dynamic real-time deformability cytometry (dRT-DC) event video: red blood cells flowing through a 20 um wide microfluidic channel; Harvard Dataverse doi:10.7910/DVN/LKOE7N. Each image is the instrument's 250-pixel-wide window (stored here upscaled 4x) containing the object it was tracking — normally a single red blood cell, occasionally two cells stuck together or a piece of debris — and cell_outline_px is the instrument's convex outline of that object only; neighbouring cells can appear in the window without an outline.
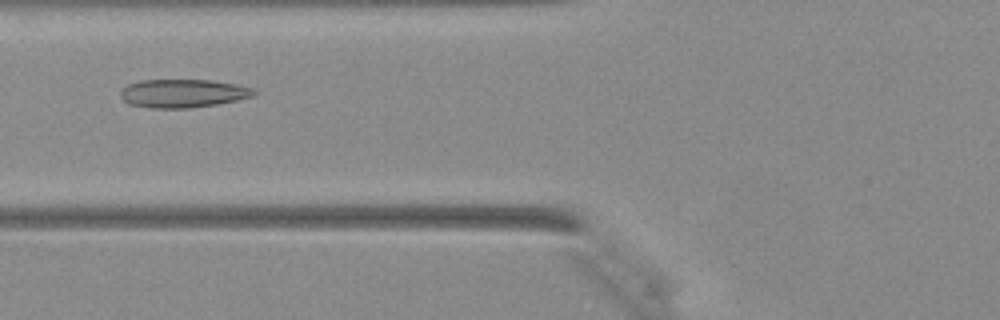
{"species": "Egyptian fruit bat (a non-hibernating species)", "species_latin": "Rousettus aegyptiacus", "temperature_condition": "warm", "stored_images_in_passage": 31, "camera_frame_rate_fps": 3000, "um_per_image_px": 0.085, "animal": {"sex": "female"}, "frame": {"image": 1, "passage_image": 5, "time_ms": 1.333, "image_size_px": [1000, 320], "cell_outline_px": [[260, 92], [252, 96], [236, 100], [216, 104], [188, 108], [152, 108], [128, 104], [120, 96], [120, 88], [128, 84], [140, 80], [212, 80], [236, 84], [252, 88]], "centroid_in_image_um": [15.53, 7.93], "position_along_channel_um": 110.3, "area_um2": 22.14}}
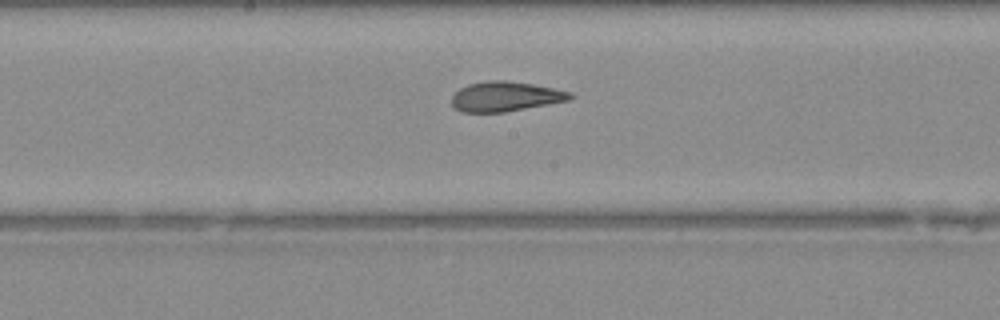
{"frame": {"image": 2, "passage_image": 11, "time_ms": 3.333, "image_size_px": [1000, 320], "cell_outline_px": [[576, 96], [572, 100], [504, 112], [460, 112], [452, 108], [452, 96], [460, 88], [468, 84], [488, 80], [504, 80], [532, 84], [572, 92]], "centroid_in_image_um": [42.97, 8.21], "position_along_channel_um": 205.2, "area_um2": 20.75}}
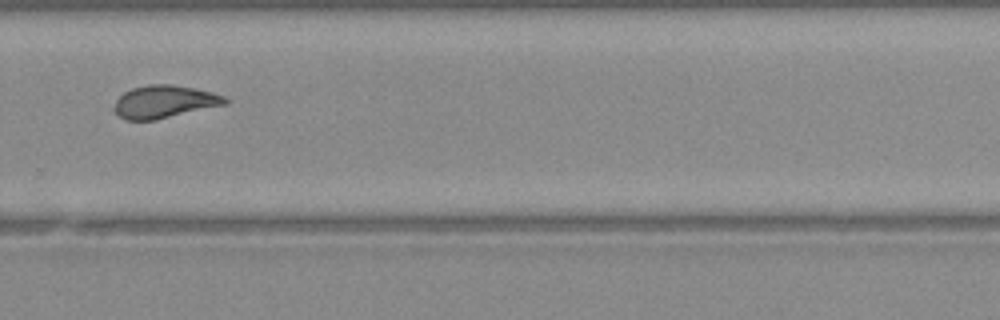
{"frame": {"image": 3, "passage_image": 18, "time_ms": 5.667, "image_size_px": [1000, 320], "cell_outline_px": [[228, 104], [156, 120], [128, 120], [120, 116], [112, 108], [116, 100], [124, 92], [132, 88], [148, 84], [172, 84], [212, 92], [224, 96], [228, 100]], "centroid_in_image_um": [13.97, 8.65], "position_along_channel_um": 315.8, "area_um2": 21.15}}